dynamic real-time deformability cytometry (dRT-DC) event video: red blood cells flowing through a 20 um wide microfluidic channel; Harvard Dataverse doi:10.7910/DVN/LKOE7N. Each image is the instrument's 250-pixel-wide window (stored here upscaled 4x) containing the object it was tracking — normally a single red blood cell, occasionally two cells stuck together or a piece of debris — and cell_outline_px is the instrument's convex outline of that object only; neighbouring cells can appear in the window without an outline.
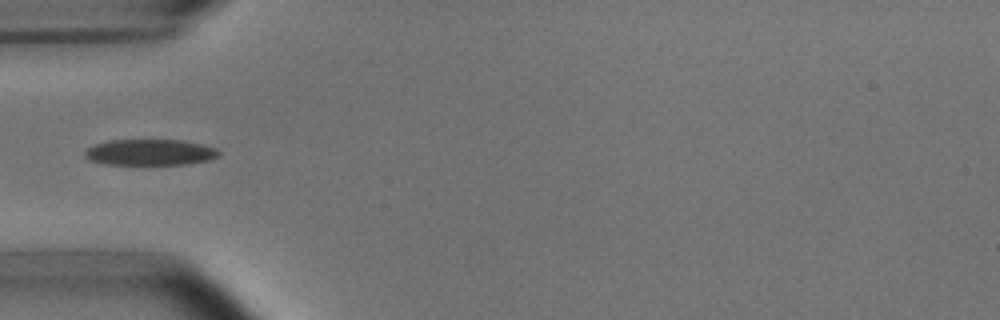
{"species": "common noctule bat (a hibernating species)", "species_latin": "Nyctalus noctula", "temperature_condition": "room temperature", "stored_images_in_passage": 8, "camera_frame_rate_fps": 3000, "um_per_image_px": 0.085, "animal": {"sex": "male", "body_mass_g": 15.6}, "frame": {"image": 1, "passage_image": 5, "time_ms": 5.667, "image_size_px": [1000, 320], "cell_outline_px": [[220, 152], [216, 156], [208, 160], [184, 164], [108, 164], [88, 160], [84, 156], [84, 152], [88, 148], [96, 144], [108, 140], [184, 140], [216, 148]], "centroid_in_image_um": [12.72, 12.94], "position_along_channel_um": 72.3, "area_um2": 20.11}}
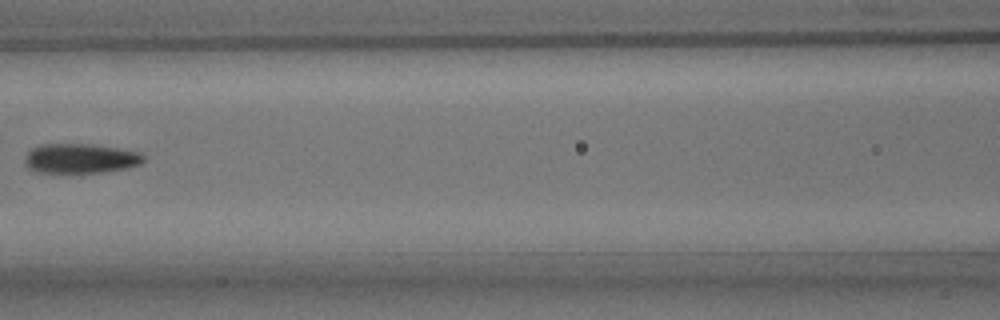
{"frame": {"image": 2, "passage_image": 7, "time_ms": 8.0, "image_size_px": [1000, 320], "cell_outline_px": [[144, 160], [140, 164], [124, 168], [104, 172], [72, 176], [36, 172], [28, 168], [24, 164], [24, 156], [32, 148], [40, 144], [92, 144], [140, 152], [144, 156]], "centroid_in_image_um": [6.75, 13.52], "position_along_channel_um": 159.8, "area_um2": 21.44}}
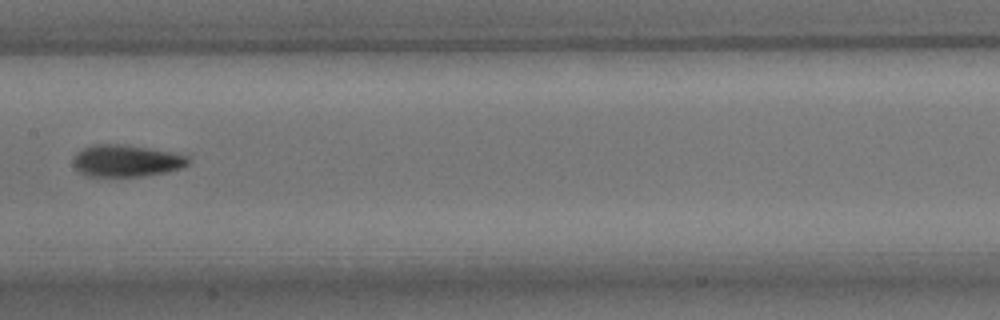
{"frame": {"image": 3, "passage_image": 8, "time_ms": 9.0, "image_size_px": [1000, 320], "cell_outline_px": [[188, 164], [180, 168], [164, 172], [140, 176], [88, 176], [80, 172], [76, 168], [76, 156], [84, 148], [92, 144], [120, 144], [148, 148], [188, 156]], "centroid_in_image_um": [10.74, 13.66], "position_along_channel_um": 196.7, "area_um2": 20.69}}